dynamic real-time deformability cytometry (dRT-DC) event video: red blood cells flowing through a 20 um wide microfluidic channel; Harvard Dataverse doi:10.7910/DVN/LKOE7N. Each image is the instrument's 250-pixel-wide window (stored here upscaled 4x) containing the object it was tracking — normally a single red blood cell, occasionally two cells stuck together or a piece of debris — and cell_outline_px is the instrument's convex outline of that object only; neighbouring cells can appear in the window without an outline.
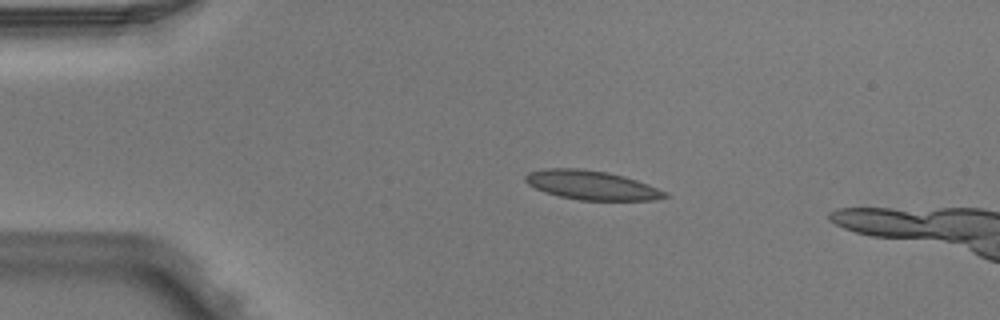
{"species": "Egyptian fruit bat (a non-hibernating species)", "species_latin": "Rousettus aegyptiacus", "temperature_condition": "warm", "stored_images_in_passage": 3, "camera_frame_rate_fps": 3000, "um_per_image_px": 0.085, "animal": {"sex": "male"}, "frame": {"image": 1, "passage_image": 2, "time_ms": 0.333, "image_size_px": [1000, 320], "cell_outline_px": [[672, 196], [656, 200], [580, 200], [560, 196], [544, 192], [528, 184], [524, 180], [524, 176], [528, 172], [544, 168], [576, 168], [608, 172], [624, 176], [648, 184], [668, 192]], "centroid_in_image_um": [50.31, 15.74], "position_along_channel_um": 34.7, "area_um2": 23.81}}